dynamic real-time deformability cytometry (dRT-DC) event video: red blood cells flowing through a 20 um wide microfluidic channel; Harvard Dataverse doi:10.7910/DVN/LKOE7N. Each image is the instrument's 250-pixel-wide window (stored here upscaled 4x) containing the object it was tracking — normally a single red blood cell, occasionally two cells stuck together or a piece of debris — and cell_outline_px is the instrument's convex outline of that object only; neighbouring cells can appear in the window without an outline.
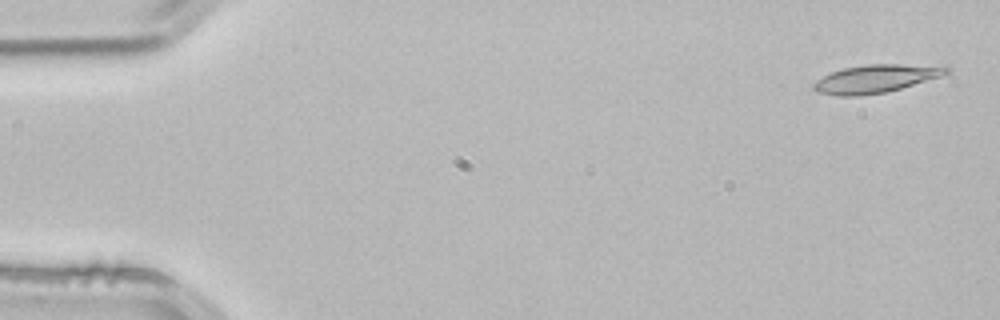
{"species": "common noctule bat (a hibernating species)", "species_latin": "Nyctalus noctula", "temperature_condition": "room temperature", "stored_images_in_passage": 3, "camera_frame_rate_fps": 3000, "um_per_image_px": 0.085, "animal": {"sex": "male", "body_mass_g": 21.5, "forearm_length_mm": 52.0}, "frame": {"image": 1, "passage_image": 1, "time_ms": 0.0, "image_size_px": [1000, 320], "cell_outline_px": [[952, 72], [940, 76], [900, 88], [884, 92], [860, 96], [836, 96], [816, 92], [812, 88], [812, 84], [816, 80], [832, 72], [844, 68], [868, 64], [900, 64], [948, 68]], "centroid_in_image_um": [74.33, 6.71], "position_along_channel_um": 10.7, "area_um2": 21.27}}